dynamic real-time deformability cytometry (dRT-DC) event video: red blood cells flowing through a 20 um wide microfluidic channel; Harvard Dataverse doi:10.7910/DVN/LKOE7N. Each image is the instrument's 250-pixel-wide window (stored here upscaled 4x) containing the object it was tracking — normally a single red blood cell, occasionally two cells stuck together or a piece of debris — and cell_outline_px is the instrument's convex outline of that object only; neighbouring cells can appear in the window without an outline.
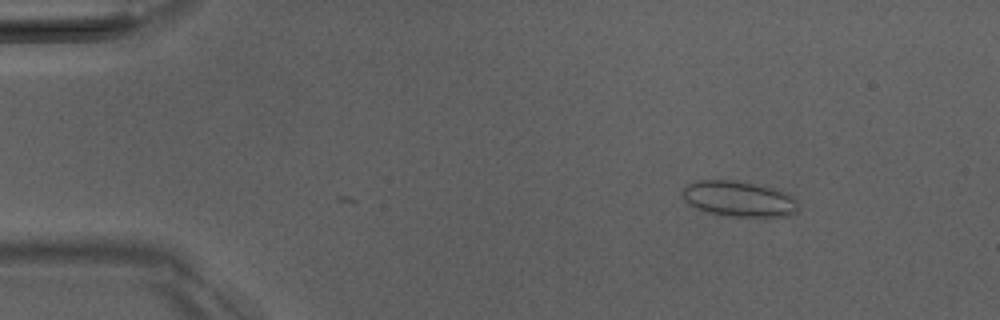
{"species": "Egyptian fruit bat (a non-hibernating species)", "species_latin": "Rousettus aegyptiacus", "temperature_condition": "room temperature", "stored_images_in_passage": 3, "camera_frame_rate_fps": 3000, "um_per_image_px": 0.085, "animal": {"sex": "male"}, "frame": {"image": 1, "passage_image": 3, "time_ms": 0.667, "image_size_px": [1000, 320], "cell_outline_px": [[796, 212], [788, 216], [724, 216], [708, 212], [696, 208], [688, 204], [684, 200], [680, 192], [688, 184], [696, 180], [736, 180], [776, 188], [784, 192], [796, 200]], "centroid_in_image_um": [62.74, 16.89], "position_along_channel_um": 22.3, "area_um2": 24.04}}